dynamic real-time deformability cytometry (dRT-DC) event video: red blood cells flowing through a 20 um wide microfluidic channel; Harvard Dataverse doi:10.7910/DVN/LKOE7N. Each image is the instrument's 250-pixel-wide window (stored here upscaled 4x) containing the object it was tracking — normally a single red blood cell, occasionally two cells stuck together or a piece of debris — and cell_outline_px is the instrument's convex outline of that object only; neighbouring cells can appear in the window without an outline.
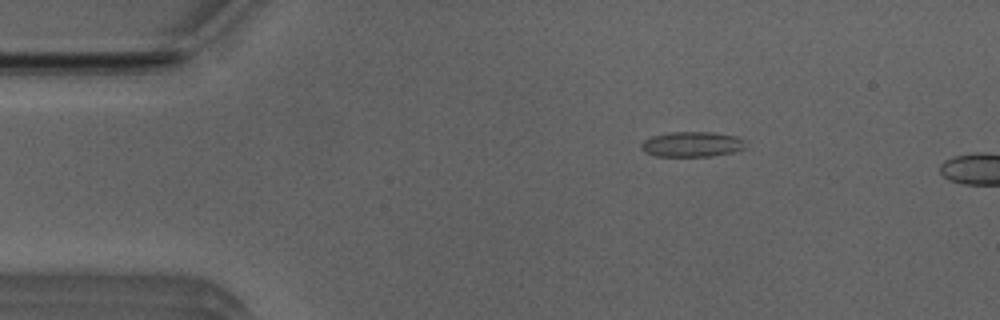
{"species": "Egyptian fruit bat (a non-hibernating species)", "species_latin": "Rousettus aegyptiacus", "temperature_condition": "room temperature", "stored_images_in_passage": 11, "camera_frame_rate_fps": 3000, "um_per_image_px": 0.085, "animal": {"sex": "male"}, "frame": {"image": 1, "passage_image": 8, "time_ms": 2.333, "image_size_px": [1000, 320], "cell_outline_px": [[748, 140], [744, 148], [732, 152], [712, 156], [656, 156], [644, 152], [640, 148], [640, 144], [644, 140], [652, 136], [668, 132], [712, 132], [736, 136]], "centroid_in_image_um": [58.82, 12.26], "position_along_channel_um": 26.2, "area_um2": 15.49}}